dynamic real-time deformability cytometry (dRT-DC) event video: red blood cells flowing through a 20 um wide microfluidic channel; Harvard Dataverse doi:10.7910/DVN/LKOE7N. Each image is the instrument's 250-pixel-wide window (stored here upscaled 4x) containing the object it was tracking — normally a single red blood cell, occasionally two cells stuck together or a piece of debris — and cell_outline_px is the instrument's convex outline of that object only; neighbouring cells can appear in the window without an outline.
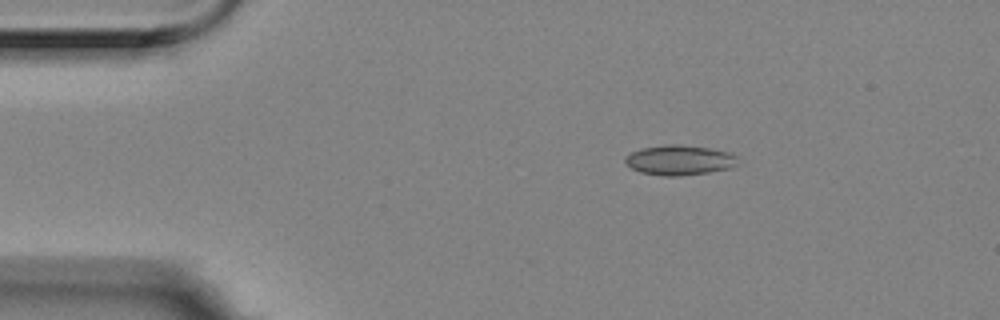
{"species": "Egyptian fruit bat (a non-hibernating species)", "species_latin": "Rousettus aegyptiacus", "temperature_condition": "room temperature", "stored_images_in_passage": 3, "camera_frame_rate_fps": 3000, "um_per_image_px": 0.085, "animal": {"sex": "female"}, "frame": {"image": 1, "passage_image": 1, "time_ms": 0.0, "image_size_px": [1000, 320], "cell_outline_px": [[740, 164], [728, 168], [708, 172], [680, 176], [664, 176], [640, 172], [632, 168], [624, 160], [624, 156], [640, 148], [668, 144], [676, 144], [708, 148], [728, 152], [736, 156]], "centroid_in_image_um": [57.74, 13.61], "position_along_channel_um": 27.3, "area_um2": 19.59}}
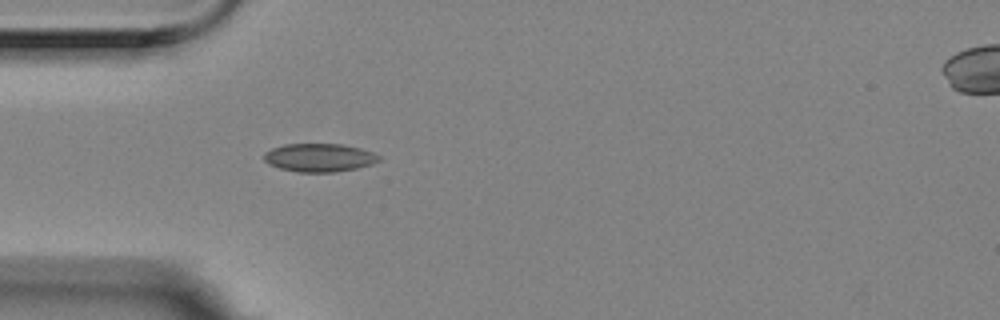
{"frame": {"image": 2, "passage_image": 3, "time_ms": 0.667, "image_size_px": [1000, 320], "cell_outline_px": [[380, 160], [372, 164], [356, 168], [336, 172], [296, 172], [280, 168], [268, 164], [264, 160], [264, 152], [272, 148], [284, 144], [340, 144], [360, 148], [372, 152], [380, 156]], "centroid_in_image_um": [27.12, 13.4], "position_along_channel_um": 57.9, "area_um2": 18.96}}